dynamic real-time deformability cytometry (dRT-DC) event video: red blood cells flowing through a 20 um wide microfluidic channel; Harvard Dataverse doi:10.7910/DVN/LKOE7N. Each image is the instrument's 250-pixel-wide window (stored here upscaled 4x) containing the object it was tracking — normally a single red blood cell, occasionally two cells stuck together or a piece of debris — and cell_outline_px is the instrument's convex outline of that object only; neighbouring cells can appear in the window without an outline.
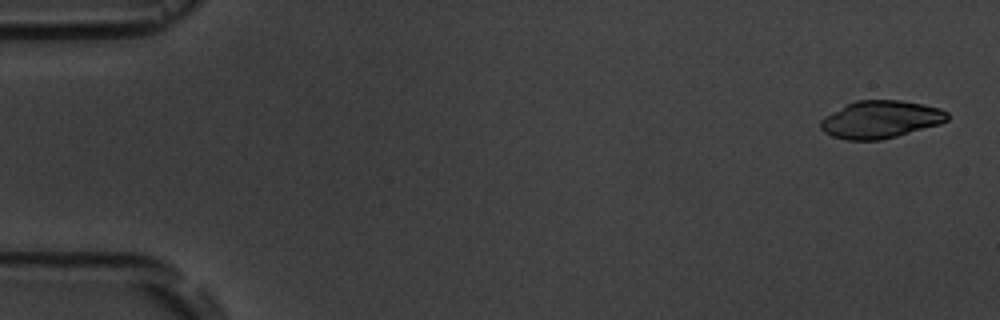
{"species": "common noctule bat (a hibernating species)", "species_latin": "Nyctalus noctula", "temperature_condition": "room temperature", "stored_images_in_passage": 5, "camera_frame_rate_fps": 3000, "um_per_image_px": 0.085, "animal": {"sex": "male", "body_mass_g": 19.5, "forearm_length_mm": 54.6}, "frame": {"image": 1, "passage_image": 1, "time_ms": 0.0, "image_size_px": [1000, 320], "cell_outline_px": [[948, 120], [940, 124], [896, 136], [880, 140], [848, 140], [832, 136], [824, 132], [820, 128], [820, 120], [824, 116], [856, 100], [900, 100], [940, 108], [948, 112]], "centroid_in_image_um": [74.84, 10.16], "position_along_channel_um": 10.2, "area_um2": 27.57}}